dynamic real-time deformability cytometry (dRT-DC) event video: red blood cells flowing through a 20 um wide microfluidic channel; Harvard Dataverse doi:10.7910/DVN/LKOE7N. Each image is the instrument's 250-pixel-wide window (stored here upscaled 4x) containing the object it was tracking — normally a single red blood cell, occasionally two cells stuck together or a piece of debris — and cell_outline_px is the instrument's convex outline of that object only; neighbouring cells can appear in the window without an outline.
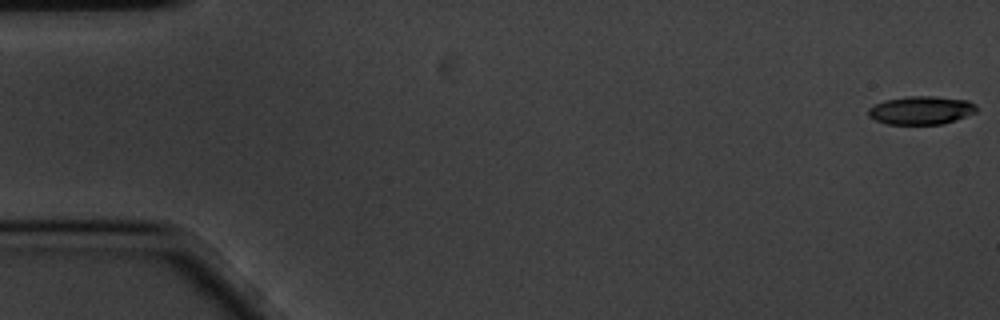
{"species": "common noctule bat (a hibernating species)", "species_latin": "Nyctalus noctula", "temperature_condition": "cold", "stored_images_in_passage": 54, "camera_frame_rate_fps": 3000, "um_per_image_px": 0.085, "animal": {"sex": "male", "body_mass_g": 20.1, "forearm_length_mm": 53.5}, "frame": {"image": 1, "passage_image": 1, "time_ms": 0.0, "image_size_px": [1000, 320], "cell_outline_px": [[976, 112], [956, 120], [944, 124], [888, 124], [876, 120], [868, 116], [868, 108], [884, 100], [908, 96], [932, 96], [968, 100], [976, 104]], "centroid_in_image_um": [78.3, 9.37], "position_along_channel_um": 6.7, "area_um2": 17.86}}
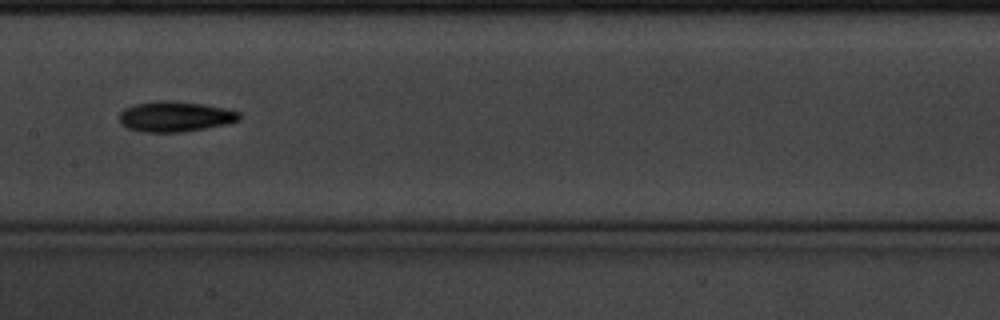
{"frame": {"image": 2, "passage_image": 29, "time_ms": 9.333, "image_size_px": [1000, 320], "cell_outline_px": [[240, 120], [228, 124], [184, 132], [144, 132], [128, 128], [120, 124], [120, 112], [124, 108], [136, 104], [160, 100], [168, 100], [204, 104], [224, 108], [240, 112]], "centroid_in_image_um": [14.9, 9.91], "position_along_channel_um": 192.5, "area_um2": 21.33}}
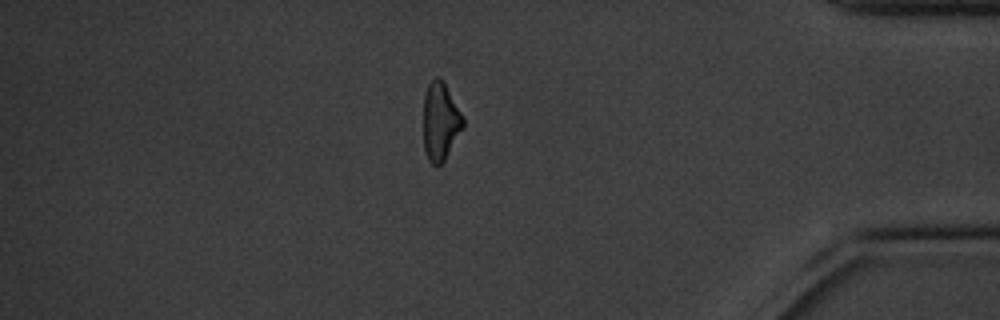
{"frame": {"image": 3, "passage_image": 50, "time_ms": 16.333, "image_size_px": [1000, 320], "cell_outline_px": [[464, 124], [444, 160], [440, 164], [432, 164], [428, 160], [424, 152], [424, 96], [428, 84], [436, 76], [444, 84], [464, 116]], "centroid_in_image_um": [37.42, 10.33], "position_along_channel_um": 397.8, "area_um2": 17.57}}